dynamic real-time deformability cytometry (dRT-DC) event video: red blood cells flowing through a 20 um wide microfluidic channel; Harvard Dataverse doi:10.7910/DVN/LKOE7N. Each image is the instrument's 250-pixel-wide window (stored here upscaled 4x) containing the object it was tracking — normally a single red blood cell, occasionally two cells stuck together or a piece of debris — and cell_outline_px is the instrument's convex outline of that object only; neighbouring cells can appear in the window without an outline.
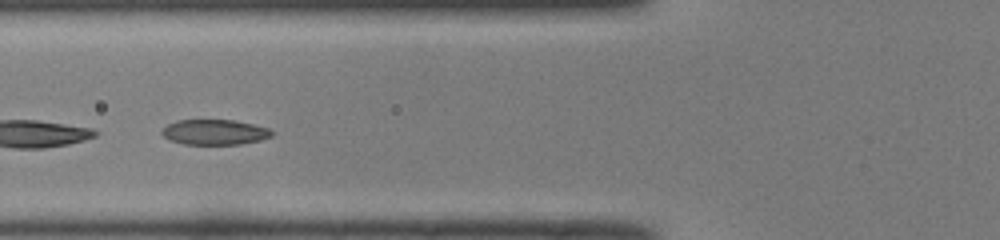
{"species": "common noctule bat (a hibernating species)", "species_latin": "Nyctalus noctula", "temperature_condition": "room temperature", "stored_images_in_passage": 26, "camera_frame_rate_fps": 3000, "um_per_image_px": 0.085, "animal": {"sex": "male", "body_mass_g": 19.0, "forearm_length_mm": 50.8}, "frame": {"image": 1, "passage_image": 15, "time_ms": 4.667, "image_size_px": [1000, 240], "cell_outline_px": [[272, 136], [260, 140], [240, 144], [184, 144], [168, 140], [160, 132], [168, 124], [176, 120], [232, 120], [252, 124], [268, 128], [272, 132]], "centroid_in_image_um": [18.21, 11.23], "position_along_channel_um": 107.6, "area_um2": 16.07}}